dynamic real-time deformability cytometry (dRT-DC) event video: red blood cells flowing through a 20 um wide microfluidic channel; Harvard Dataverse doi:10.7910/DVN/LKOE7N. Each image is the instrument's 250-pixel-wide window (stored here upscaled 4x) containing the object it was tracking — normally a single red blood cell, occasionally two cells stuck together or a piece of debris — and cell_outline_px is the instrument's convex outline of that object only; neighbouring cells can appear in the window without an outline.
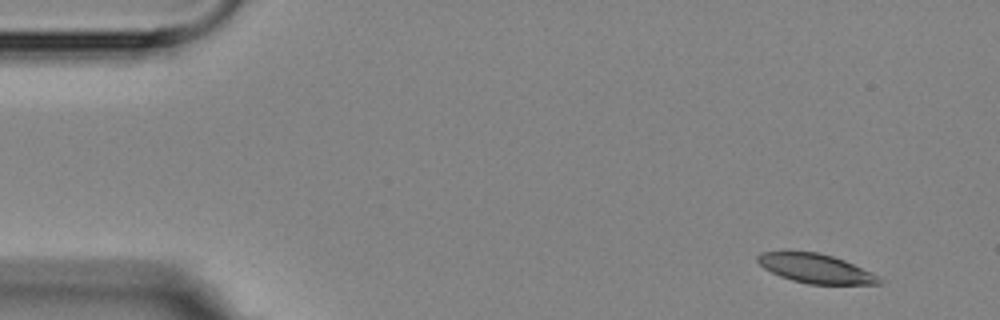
{"species": "Egyptian fruit bat (a non-hibernating species)", "species_latin": "Rousettus aegyptiacus", "temperature_condition": "room temperature", "stored_images_in_passage": 5, "segment_of_instrument_passage": [1, 2], "camera_frame_rate_fps": 3000, "um_per_image_px": 0.085, "animal": {"sex": "female"}, "frame": {"image": 1, "passage_image": 1, "time_ms": 0.0, "image_size_px": [1000, 320], "cell_outline_px": [[884, 280], [880, 284], [808, 284], [792, 280], [780, 276], [764, 268], [756, 260], [756, 256], [760, 252], [816, 252], [832, 256], [844, 260]], "centroid_in_image_um": [69.29, 22.83], "position_along_channel_um": 15.7, "area_um2": 20.23}}
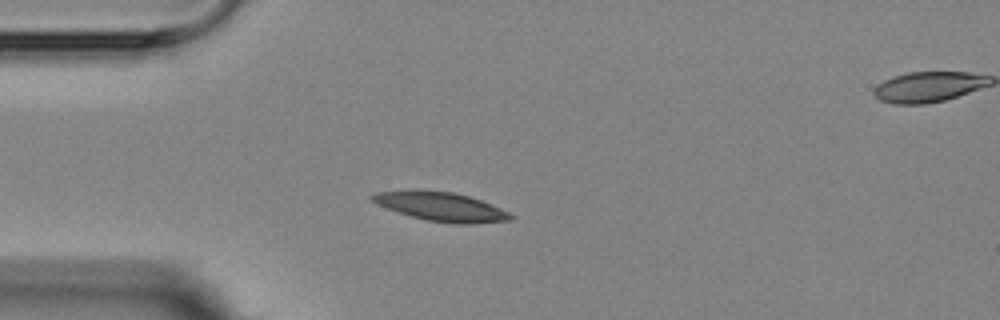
{"frame": {"image": 2, "passage_image": 4, "time_ms": 3.333, "image_size_px": [1000, 320], "cell_outline_px": [[516, 216], [512, 220], [472, 224], [452, 224], [428, 220], [412, 216], [376, 204], [368, 196], [376, 192], [452, 192], [468, 196], [492, 204]], "centroid_in_image_um": [37.59, 17.61], "position_along_channel_um": 47.4, "area_um2": 22.54}}